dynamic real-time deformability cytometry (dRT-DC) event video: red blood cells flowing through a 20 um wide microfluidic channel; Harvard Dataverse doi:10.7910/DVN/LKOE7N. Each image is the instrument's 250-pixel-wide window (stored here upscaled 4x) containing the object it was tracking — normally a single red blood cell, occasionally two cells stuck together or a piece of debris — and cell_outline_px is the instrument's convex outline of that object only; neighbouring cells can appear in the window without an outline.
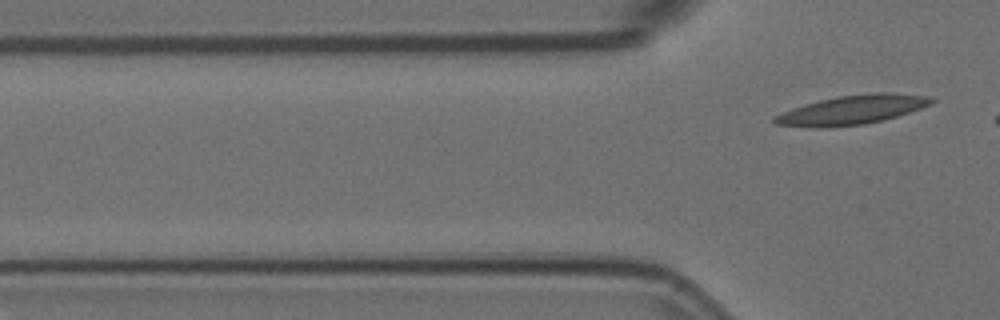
{"species": "Egyptian fruit bat (a non-hibernating species)", "species_latin": "Rousettus aegyptiacus", "temperature_condition": "room temperature", "stored_images_in_passage": 3, "segment_of_instrument_passage": [2, 2], "camera_frame_rate_fps": 3000, "um_per_image_px": 0.085, "animal": {"sex": "female"}, "frame": {"image": 1, "passage_image": 3, "time_ms": 0.667, "image_size_px": [1000, 320], "cell_outline_px": [[936, 100], [932, 104], [884, 120], [864, 124], [816, 128], [776, 124], [772, 120], [772, 116], [792, 108], [804, 104], [836, 96], [876, 92], [888, 92], [928, 96]], "centroid_in_image_um": [72.4, 9.33], "position_along_channel_um": 53.4, "area_um2": 26.59}}